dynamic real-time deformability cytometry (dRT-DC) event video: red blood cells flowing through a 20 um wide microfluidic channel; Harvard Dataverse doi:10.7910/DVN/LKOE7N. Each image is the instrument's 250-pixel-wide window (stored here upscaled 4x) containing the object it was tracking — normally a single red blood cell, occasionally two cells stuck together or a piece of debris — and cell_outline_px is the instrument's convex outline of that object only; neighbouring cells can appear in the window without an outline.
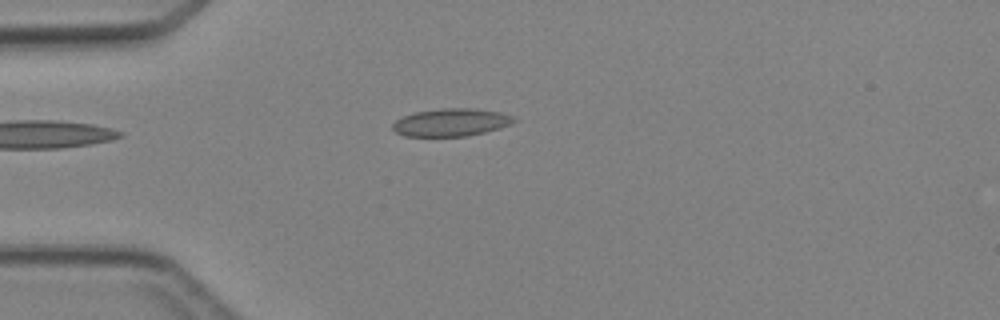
{"species": "Egyptian fruit bat (a non-hibernating species)", "species_latin": "Rousettus aegyptiacus", "temperature_condition": "cold", "stored_images_in_passage": 4, "camera_frame_rate_fps": 3000, "um_per_image_px": 0.085, "animal": {"sex": "female"}, "frame": {"image": 1, "passage_image": 4, "time_ms": 3.333, "image_size_px": [1000, 320], "cell_outline_px": [[516, 120], [500, 128], [468, 136], [404, 136], [396, 132], [392, 128], [392, 124], [396, 120], [404, 116], [416, 112], [440, 108], [476, 108], [500, 112], [512, 116]], "centroid_in_image_um": [38.33, 10.4], "position_along_channel_um": 46.7, "area_um2": 19.48}}